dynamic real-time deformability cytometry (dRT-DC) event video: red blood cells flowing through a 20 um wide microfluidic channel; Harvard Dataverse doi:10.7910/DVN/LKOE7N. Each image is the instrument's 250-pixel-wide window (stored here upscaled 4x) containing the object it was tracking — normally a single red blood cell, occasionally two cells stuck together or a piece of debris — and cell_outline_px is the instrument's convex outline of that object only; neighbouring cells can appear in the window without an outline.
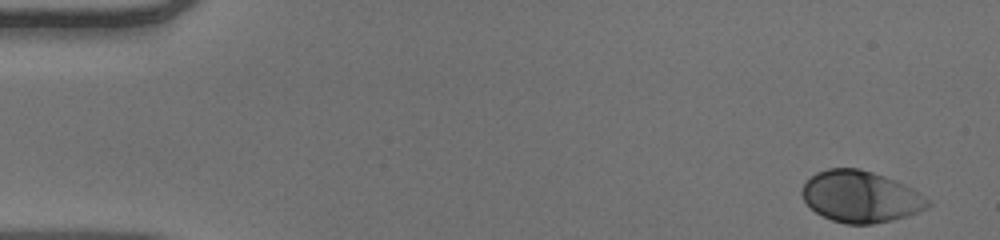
{"species": "human", "species_latin": "Homo sapiens", "temperature_condition": "warm", "stored_images_in_passage": 51, "camera_frame_rate_fps": 3000, "um_per_image_px": 0.085, "donor": {"sex": "male"}, "frame": {"image": 1, "passage_image": 1, "time_ms": 0.0, "image_size_px": [1000, 240], "cell_outline_px": [[932, 204], [908, 216], [892, 220], [872, 224], [844, 224], [832, 220], [816, 212], [804, 200], [800, 192], [804, 184], [816, 172], [828, 168], [860, 168], [896, 180], [912, 188], [932, 200]], "centroid_in_image_um": [73.16, 16.71], "position_along_channel_um": 11.8, "area_um2": 37.74}}
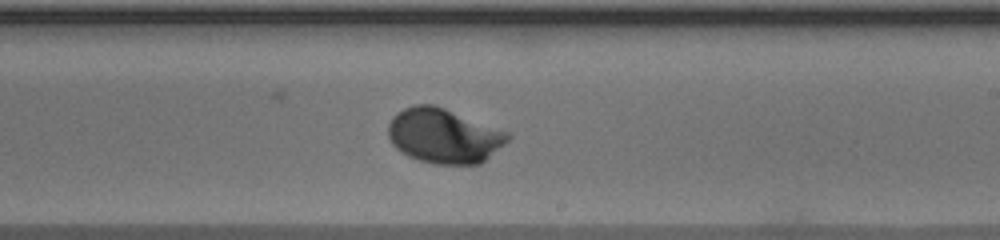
{"frame": {"image": 2, "passage_image": 30, "time_ms": 9.667, "image_size_px": [1000, 240], "cell_outline_px": [[512, 136], [504, 144], [480, 164], [436, 164], [420, 160], [408, 156], [400, 152], [392, 144], [388, 136], [388, 124], [392, 116], [396, 112], [404, 108], [416, 104], [432, 104], [444, 108], [508, 132]], "centroid_in_image_um": [37.69, 11.54], "position_along_channel_um": 251.3, "area_um2": 37.97}}
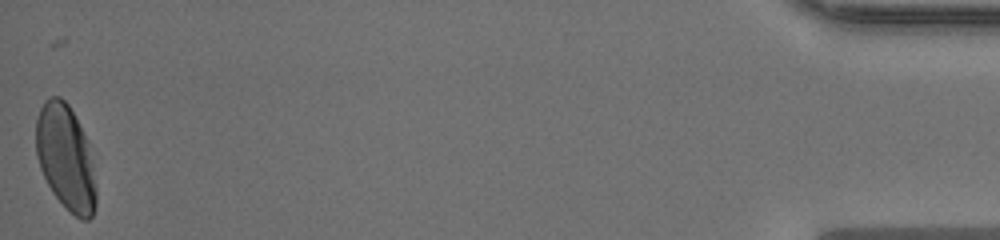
{"frame": {"image": 3, "passage_image": 51, "time_ms": 16.667, "image_size_px": [1000, 240], "cell_outline_px": [[96, 204], [92, 216], [88, 220], [80, 220], [52, 192], [40, 168], [36, 156], [36, 116], [44, 100], [52, 96], [60, 96], [68, 104], [88, 140], [96, 188]], "centroid_in_image_um": [5.58, 13.37], "position_along_channel_um": 429.6, "area_um2": 36.7}, "authors_computed_cell_mechanics": {"area_um2": 36.703, "velocity_mm_per_s": 3.9019, "shape_relaxation_time_tau1_ms": 1.8568, "shape_relaxation_time_tau2_ms": null, "deformation_change_tau1": 0.1446, "deformation_change_tau2": null}}